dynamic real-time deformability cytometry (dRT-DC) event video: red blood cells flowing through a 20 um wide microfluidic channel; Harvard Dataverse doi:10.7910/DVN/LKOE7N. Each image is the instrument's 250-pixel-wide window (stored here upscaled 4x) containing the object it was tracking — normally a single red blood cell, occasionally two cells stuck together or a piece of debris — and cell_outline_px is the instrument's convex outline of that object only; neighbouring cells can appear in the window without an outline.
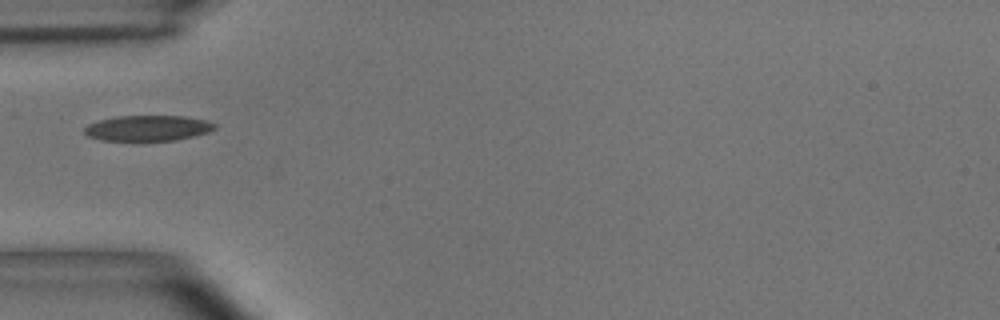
{"species": "common noctule bat (a hibernating species)", "species_latin": "Nyctalus noctula", "temperature_condition": "room temperature", "stored_images_in_passage": 1, "camera_frame_rate_fps": 3000, "um_per_image_px": 0.085, "animal": {"sex": "male", "body_mass_g": 15.6}, "frame": {"image": 1, "passage_image": 1, "time_ms": 0.0, "image_size_px": [1000, 320], "cell_outline_px": [[216, 128], [208, 132], [176, 140], [140, 144], [100, 140], [88, 136], [84, 132], [84, 128], [88, 124], [100, 120], [116, 116], [184, 116], [208, 120], [216, 124]], "centroid_in_image_um": [12.53, 10.94], "position_along_channel_um": 72.5, "area_um2": 20.4}}